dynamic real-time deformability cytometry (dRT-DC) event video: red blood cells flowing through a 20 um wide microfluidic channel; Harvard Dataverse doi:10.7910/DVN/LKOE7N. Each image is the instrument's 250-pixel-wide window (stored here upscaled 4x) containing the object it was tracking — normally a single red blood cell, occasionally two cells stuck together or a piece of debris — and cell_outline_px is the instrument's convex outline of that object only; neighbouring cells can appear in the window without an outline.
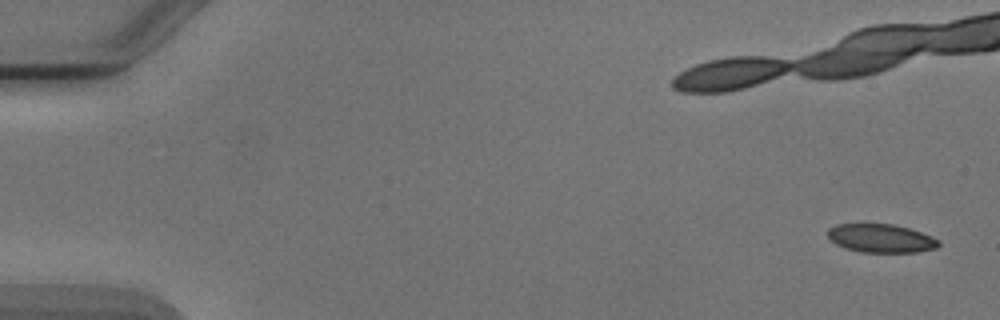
{"species": "Egyptian fruit bat (a non-hibernating species)", "species_latin": "Rousettus aegyptiacus", "temperature_condition": "cold", "stored_images_in_passage": 6, "camera_frame_rate_fps": 3000, "um_per_image_px": 0.085, "animal": {"sex": "male"}, "frame": {"image": 1, "passage_image": 1, "time_ms": 0.0, "image_size_px": [1000, 320], "cell_outline_px": [[940, 244], [936, 248], [916, 252], [860, 252], [844, 248], [836, 244], [828, 236], [828, 228], [836, 224], [864, 220], [892, 224], [908, 228], [932, 236], [940, 240]], "centroid_in_image_um": [74.82, 20.2], "position_along_channel_um": 10.2, "area_um2": 19.19}}